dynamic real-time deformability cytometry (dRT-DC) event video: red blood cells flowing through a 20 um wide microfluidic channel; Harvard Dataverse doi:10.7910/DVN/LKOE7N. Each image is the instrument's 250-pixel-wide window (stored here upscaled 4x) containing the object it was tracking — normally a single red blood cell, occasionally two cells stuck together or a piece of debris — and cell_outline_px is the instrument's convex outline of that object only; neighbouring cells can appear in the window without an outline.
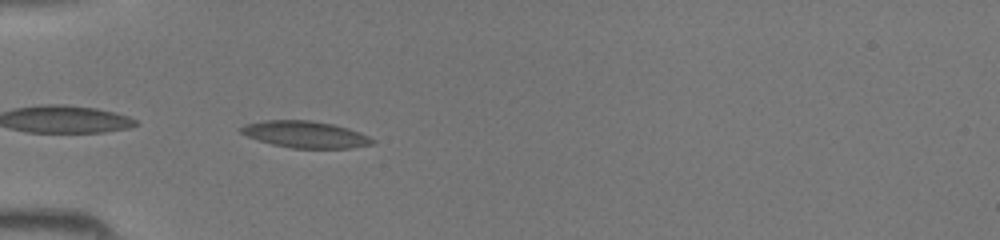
{"species": "common noctule bat (a hibernating species)", "species_latin": "Nyctalus noctula", "temperature_condition": "room temperature", "stored_images_in_passage": 31, "camera_frame_rate_fps": 3000, "um_per_image_px": 0.085, "animal": {"sex": "female", "body_mass_g": 19.5, "forearm_length_mm": 54.1}, "frame": {"image": 1, "passage_image": 1, "time_ms": 0.0, "image_size_px": [1000, 240], "cell_outline_px": [[376, 140], [372, 144], [352, 148], [292, 148], [272, 144], [248, 136], [240, 132], [240, 128], [244, 124], [264, 120], [308, 120], [332, 124], [348, 128], [360, 132]], "centroid_in_image_um": [25.97, 11.42], "position_along_channel_um": 59.0, "area_um2": 20.35}}
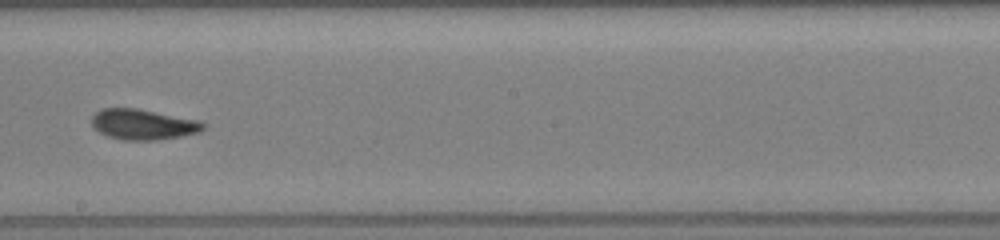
{"frame": {"image": 2, "passage_image": 13, "time_ms": 4.0, "image_size_px": [1000, 240], "cell_outline_px": [[204, 128], [200, 132], [180, 136], [156, 140], [124, 140], [108, 136], [92, 128], [92, 116], [100, 108], [136, 108], [200, 120], [204, 124]], "centroid_in_image_um": [12.14, 10.57], "position_along_channel_um": 236.1, "area_um2": 19.83}}
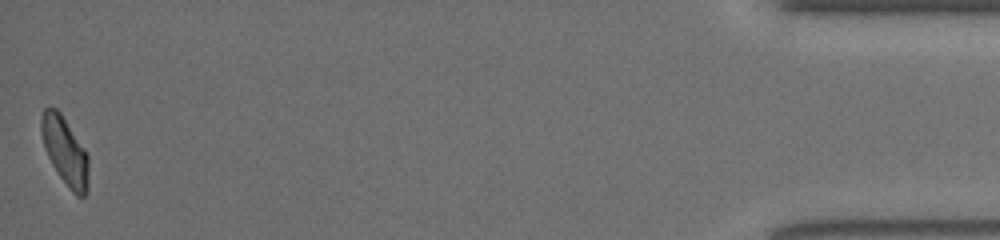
{"frame": {"image": 3, "passage_image": 31, "time_ms": 10.0, "image_size_px": [1000, 240], "cell_outline_px": [[88, 192], [84, 196], [76, 196], [72, 192], [60, 176], [52, 164], [44, 148], [40, 132], [40, 116], [44, 108], [56, 108], [60, 112], [88, 152]], "centroid_in_image_um": [5.52, 12.83], "position_along_channel_um": 429.7, "area_um2": 18.9}}